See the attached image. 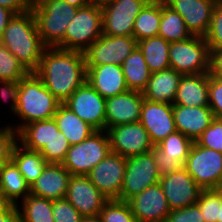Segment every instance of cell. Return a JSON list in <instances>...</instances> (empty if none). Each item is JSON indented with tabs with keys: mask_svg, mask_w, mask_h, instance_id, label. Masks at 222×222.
I'll list each match as a JSON object with an SVG mask.
<instances>
[{
	"mask_svg": "<svg viewBox=\"0 0 222 222\" xmlns=\"http://www.w3.org/2000/svg\"><path fill=\"white\" fill-rule=\"evenodd\" d=\"M139 122L148 132L151 143L156 146L176 131L173 105L144 99Z\"/></svg>",
	"mask_w": 222,
	"mask_h": 222,
	"instance_id": "17",
	"label": "cell"
},
{
	"mask_svg": "<svg viewBox=\"0 0 222 222\" xmlns=\"http://www.w3.org/2000/svg\"><path fill=\"white\" fill-rule=\"evenodd\" d=\"M178 12L192 35L204 37L210 27L216 3L211 0H164Z\"/></svg>",
	"mask_w": 222,
	"mask_h": 222,
	"instance_id": "19",
	"label": "cell"
},
{
	"mask_svg": "<svg viewBox=\"0 0 222 222\" xmlns=\"http://www.w3.org/2000/svg\"><path fill=\"white\" fill-rule=\"evenodd\" d=\"M137 46L143 53L146 64L152 73L170 68V42L155 36L137 41Z\"/></svg>",
	"mask_w": 222,
	"mask_h": 222,
	"instance_id": "30",
	"label": "cell"
},
{
	"mask_svg": "<svg viewBox=\"0 0 222 222\" xmlns=\"http://www.w3.org/2000/svg\"><path fill=\"white\" fill-rule=\"evenodd\" d=\"M183 167L203 190L216 189L222 178V153L194 141Z\"/></svg>",
	"mask_w": 222,
	"mask_h": 222,
	"instance_id": "8",
	"label": "cell"
},
{
	"mask_svg": "<svg viewBox=\"0 0 222 222\" xmlns=\"http://www.w3.org/2000/svg\"><path fill=\"white\" fill-rule=\"evenodd\" d=\"M54 222H80L82 215L65 198L52 200Z\"/></svg>",
	"mask_w": 222,
	"mask_h": 222,
	"instance_id": "43",
	"label": "cell"
},
{
	"mask_svg": "<svg viewBox=\"0 0 222 222\" xmlns=\"http://www.w3.org/2000/svg\"><path fill=\"white\" fill-rule=\"evenodd\" d=\"M0 190L14 205L30 194V185L12 160L0 167Z\"/></svg>",
	"mask_w": 222,
	"mask_h": 222,
	"instance_id": "28",
	"label": "cell"
},
{
	"mask_svg": "<svg viewBox=\"0 0 222 222\" xmlns=\"http://www.w3.org/2000/svg\"><path fill=\"white\" fill-rule=\"evenodd\" d=\"M43 0H27V3L30 7L41 3Z\"/></svg>",
	"mask_w": 222,
	"mask_h": 222,
	"instance_id": "55",
	"label": "cell"
},
{
	"mask_svg": "<svg viewBox=\"0 0 222 222\" xmlns=\"http://www.w3.org/2000/svg\"><path fill=\"white\" fill-rule=\"evenodd\" d=\"M161 20V0H150L135 19L133 37L136 41L158 36Z\"/></svg>",
	"mask_w": 222,
	"mask_h": 222,
	"instance_id": "34",
	"label": "cell"
},
{
	"mask_svg": "<svg viewBox=\"0 0 222 222\" xmlns=\"http://www.w3.org/2000/svg\"><path fill=\"white\" fill-rule=\"evenodd\" d=\"M160 177L152 151L126 158L121 200L127 202L147 187L159 183Z\"/></svg>",
	"mask_w": 222,
	"mask_h": 222,
	"instance_id": "10",
	"label": "cell"
},
{
	"mask_svg": "<svg viewBox=\"0 0 222 222\" xmlns=\"http://www.w3.org/2000/svg\"><path fill=\"white\" fill-rule=\"evenodd\" d=\"M11 160L18 167L30 186L41 175L48 164L40 152L26 149L19 143L14 146Z\"/></svg>",
	"mask_w": 222,
	"mask_h": 222,
	"instance_id": "31",
	"label": "cell"
},
{
	"mask_svg": "<svg viewBox=\"0 0 222 222\" xmlns=\"http://www.w3.org/2000/svg\"><path fill=\"white\" fill-rule=\"evenodd\" d=\"M92 3H97V4H103V3H105V2H108V1H110V0H90Z\"/></svg>",
	"mask_w": 222,
	"mask_h": 222,
	"instance_id": "56",
	"label": "cell"
},
{
	"mask_svg": "<svg viewBox=\"0 0 222 222\" xmlns=\"http://www.w3.org/2000/svg\"><path fill=\"white\" fill-rule=\"evenodd\" d=\"M27 69L34 72L44 50L32 10L14 14L0 41Z\"/></svg>",
	"mask_w": 222,
	"mask_h": 222,
	"instance_id": "2",
	"label": "cell"
},
{
	"mask_svg": "<svg viewBox=\"0 0 222 222\" xmlns=\"http://www.w3.org/2000/svg\"><path fill=\"white\" fill-rule=\"evenodd\" d=\"M80 222H103V220L100 217V215H97V216L82 217Z\"/></svg>",
	"mask_w": 222,
	"mask_h": 222,
	"instance_id": "54",
	"label": "cell"
},
{
	"mask_svg": "<svg viewBox=\"0 0 222 222\" xmlns=\"http://www.w3.org/2000/svg\"><path fill=\"white\" fill-rule=\"evenodd\" d=\"M63 1L77 8L85 7L91 3L90 0H63Z\"/></svg>",
	"mask_w": 222,
	"mask_h": 222,
	"instance_id": "53",
	"label": "cell"
},
{
	"mask_svg": "<svg viewBox=\"0 0 222 222\" xmlns=\"http://www.w3.org/2000/svg\"><path fill=\"white\" fill-rule=\"evenodd\" d=\"M137 47L133 36H108L102 34L84 51L86 65L115 64L121 66Z\"/></svg>",
	"mask_w": 222,
	"mask_h": 222,
	"instance_id": "12",
	"label": "cell"
},
{
	"mask_svg": "<svg viewBox=\"0 0 222 222\" xmlns=\"http://www.w3.org/2000/svg\"><path fill=\"white\" fill-rule=\"evenodd\" d=\"M159 184L170 210L182 209L196 204L203 191L184 167L169 175L161 176Z\"/></svg>",
	"mask_w": 222,
	"mask_h": 222,
	"instance_id": "15",
	"label": "cell"
},
{
	"mask_svg": "<svg viewBox=\"0 0 222 222\" xmlns=\"http://www.w3.org/2000/svg\"><path fill=\"white\" fill-rule=\"evenodd\" d=\"M61 102L44 86L43 81L29 72L20 80V93L14 116L20 124L11 125L17 132L25 125L54 117ZM15 125V126H14Z\"/></svg>",
	"mask_w": 222,
	"mask_h": 222,
	"instance_id": "3",
	"label": "cell"
},
{
	"mask_svg": "<svg viewBox=\"0 0 222 222\" xmlns=\"http://www.w3.org/2000/svg\"><path fill=\"white\" fill-rule=\"evenodd\" d=\"M165 222H205L200 208L194 204L182 209L171 210Z\"/></svg>",
	"mask_w": 222,
	"mask_h": 222,
	"instance_id": "46",
	"label": "cell"
},
{
	"mask_svg": "<svg viewBox=\"0 0 222 222\" xmlns=\"http://www.w3.org/2000/svg\"><path fill=\"white\" fill-rule=\"evenodd\" d=\"M158 36L168 42L184 41L193 35L187 29L182 16L161 0V20Z\"/></svg>",
	"mask_w": 222,
	"mask_h": 222,
	"instance_id": "32",
	"label": "cell"
},
{
	"mask_svg": "<svg viewBox=\"0 0 222 222\" xmlns=\"http://www.w3.org/2000/svg\"><path fill=\"white\" fill-rule=\"evenodd\" d=\"M0 213H17L16 205L12 204L0 190Z\"/></svg>",
	"mask_w": 222,
	"mask_h": 222,
	"instance_id": "51",
	"label": "cell"
},
{
	"mask_svg": "<svg viewBox=\"0 0 222 222\" xmlns=\"http://www.w3.org/2000/svg\"><path fill=\"white\" fill-rule=\"evenodd\" d=\"M65 199L83 216L100 214L108 199L86 175H71Z\"/></svg>",
	"mask_w": 222,
	"mask_h": 222,
	"instance_id": "16",
	"label": "cell"
},
{
	"mask_svg": "<svg viewBox=\"0 0 222 222\" xmlns=\"http://www.w3.org/2000/svg\"><path fill=\"white\" fill-rule=\"evenodd\" d=\"M173 116L176 130L195 141L214 119L209 106L173 105Z\"/></svg>",
	"mask_w": 222,
	"mask_h": 222,
	"instance_id": "23",
	"label": "cell"
},
{
	"mask_svg": "<svg viewBox=\"0 0 222 222\" xmlns=\"http://www.w3.org/2000/svg\"><path fill=\"white\" fill-rule=\"evenodd\" d=\"M13 16L14 13L11 10L0 6V41L6 26Z\"/></svg>",
	"mask_w": 222,
	"mask_h": 222,
	"instance_id": "50",
	"label": "cell"
},
{
	"mask_svg": "<svg viewBox=\"0 0 222 222\" xmlns=\"http://www.w3.org/2000/svg\"><path fill=\"white\" fill-rule=\"evenodd\" d=\"M58 131L54 118L33 121L18 131V143L26 149L40 152Z\"/></svg>",
	"mask_w": 222,
	"mask_h": 222,
	"instance_id": "26",
	"label": "cell"
},
{
	"mask_svg": "<svg viewBox=\"0 0 222 222\" xmlns=\"http://www.w3.org/2000/svg\"><path fill=\"white\" fill-rule=\"evenodd\" d=\"M209 107L214 118L222 119V79L209 76Z\"/></svg>",
	"mask_w": 222,
	"mask_h": 222,
	"instance_id": "44",
	"label": "cell"
},
{
	"mask_svg": "<svg viewBox=\"0 0 222 222\" xmlns=\"http://www.w3.org/2000/svg\"><path fill=\"white\" fill-rule=\"evenodd\" d=\"M103 222H137L126 201L108 200L100 212Z\"/></svg>",
	"mask_w": 222,
	"mask_h": 222,
	"instance_id": "37",
	"label": "cell"
},
{
	"mask_svg": "<svg viewBox=\"0 0 222 222\" xmlns=\"http://www.w3.org/2000/svg\"><path fill=\"white\" fill-rule=\"evenodd\" d=\"M111 152L106 130H96L79 144L71 145L62 165L71 175H88Z\"/></svg>",
	"mask_w": 222,
	"mask_h": 222,
	"instance_id": "6",
	"label": "cell"
},
{
	"mask_svg": "<svg viewBox=\"0 0 222 222\" xmlns=\"http://www.w3.org/2000/svg\"><path fill=\"white\" fill-rule=\"evenodd\" d=\"M102 36V8L100 4L90 3L78 8L66 28L63 49L84 52Z\"/></svg>",
	"mask_w": 222,
	"mask_h": 222,
	"instance_id": "5",
	"label": "cell"
},
{
	"mask_svg": "<svg viewBox=\"0 0 222 222\" xmlns=\"http://www.w3.org/2000/svg\"><path fill=\"white\" fill-rule=\"evenodd\" d=\"M70 145L79 144L96 130L61 103L53 117Z\"/></svg>",
	"mask_w": 222,
	"mask_h": 222,
	"instance_id": "27",
	"label": "cell"
},
{
	"mask_svg": "<svg viewBox=\"0 0 222 222\" xmlns=\"http://www.w3.org/2000/svg\"><path fill=\"white\" fill-rule=\"evenodd\" d=\"M70 146L64 134L59 130L40 153L48 163H62Z\"/></svg>",
	"mask_w": 222,
	"mask_h": 222,
	"instance_id": "39",
	"label": "cell"
},
{
	"mask_svg": "<svg viewBox=\"0 0 222 222\" xmlns=\"http://www.w3.org/2000/svg\"><path fill=\"white\" fill-rule=\"evenodd\" d=\"M204 38L209 50H222V4L214 7L210 27Z\"/></svg>",
	"mask_w": 222,
	"mask_h": 222,
	"instance_id": "41",
	"label": "cell"
},
{
	"mask_svg": "<svg viewBox=\"0 0 222 222\" xmlns=\"http://www.w3.org/2000/svg\"><path fill=\"white\" fill-rule=\"evenodd\" d=\"M151 151L153 153L154 162L161 176L169 175L173 171L183 167V165L178 160L164 157V152H162L157 146H154Z\"/></svg>",
	"mask_w": 222,
	"mask_h": 222,
	"instance_id": "47",
	"label": "cell"
},
{
	"mask_svg": "<svg viewBox=\"0 0 222 222\" xmlns=\"http://www.w3.org/2000/svg\"><path fill=\"white\" fill-rule=\"evenodd\" d=\"M218 222H222V196H221V207H220V220Z\"/></svg>",
	"mask_w": 222,
	"mask_h": 222,
	"instance_id": "58",
	"label": "cell"
},
{
	"mask_svg": "<svg viewBox=\"0 0 222 222\" xmlns=\"http://www.w3.org/2000/svg\"><path fill=\"white\" fill-rule=\"evenodd\" d=\"M17 143L18 132L11 124L4 125V127L0 128V167L11 161L12 152Z\"/></svg>",
	"mask_w": 222,
	"mask_h": 222,
	"instance_id": "42",
	"label": "cell"
},
{
	"mask_svg": "<svg viewBox=\"0 0 222 222\" xmlns=\"http://www.w3.org/2000/svg\"><path fill=\"white\" fill-rule=\"evenodd\" d=\"M213 2H215L216 4H222V0H211Z\"/></svg>",
	"mask_w": 222,
	"mask_h": 222,
	"instance_id": "59",
	"label": "cell"
},
{
	"mask_svg": "<svg viewBox=\"0 0 222 222\" xmlns=\"http://www.w3.org/2000/svg\"><path fill=\"white\" fill-rule=\"evenodd\" d=\"M16 207L18 222H54L52 200L29 194Z\"/></svg>",
	"mask_w": 222,
	"mask_h": 222,
	"instance_id": "33",
	"label": "cell"
},
{
	"mask_svg": "<svg viewBox=\"0 0 222 222\" xmlns=\"http://www.w3.org/2000/svg\"><path fill=\"white\" fill-rule=\"evenodd\" d=\"M0 222H18V214L0 213Z\"/></svg>",
	"mask_w": 222,
	"mask_h": 222,
	"instance_id": "52",
	"label": "cell"
},
{
	"mask_svg": "<svg viewBox=\"0 0 222 222\" xmlns=\"http://www.w3.org/2000/svg\"><path fill=\"white\" fill-rule=\"evenodd\" d=\"M209 51V76L222 79V50Z\"/></svg>",
	"mask_w": 222,
	"mask_h": 222,
	"instance_id": "48",
	"label": "cell"
},
{
	"mask_svg": "<svg viewBox=\"0 0 222 222\" xmlns=\"http://www.w3.org/2000/svg\"><path fill=\"white\" fill-rule=\"evenodd\" d=\"M143 101L142 92L132 90L106 98V131L116 125L139 122Z\"/></svg>",
	"mask_w": 222,
	"mask_h": 222,
	"instance_id": "20",
	"label": "cell"
},
{
	"mask_svg": "<svg viewBox=\"0 0 222 222\" xmlns=\"http://www.w3.org/2000/svg\"><path fill=\"white\" fill-rule=\"evenodd\" d=\"M28 69L0 42V80L18 81Z\"/></svg>",
	"mask_w": 222,
	"mask_h": 222,
	"instance_id": "36",
	"label": "cell"
},
{
	"mask_svg": "<svg viewBox=\"0 0 222 222\" xmlns=\"http://www.w3.org/2000/svg\"><path fill=\"white\" fill-rule=\"evenodd\" d=\"M193 143L192 139L176 130L156 146L164 152V157L174 158L184 166Z\"/></svg>",
	"mask_w": 222,
	"mask_h": 222,
	"instance_id": "35",
	"label": "cell"
},
{
	"mask_svg": "<svg viewBox=\"0 0 222 222\" xmlns=\"http://www.w3.org/2000/svg\"><path fill=\"white\" fill-rule=\"evenodd\" d=\"M121 66L128 89L143 92L152 72L138 46L126 57Z\"/></svg>",
	"mask_w": 222,
	"mask_h": 222,
	"instance_id": "29",
	"label": "cell"
},
{
	"mask_svg": "<svg viewBox=\"0 0 222 222\" xmlns=\"http://www.w3.org/2000/svg\"><path fill=\"white\" fill-rule=\"evenodd\" d=\"M127 203L137 222H165L171 211L159 183L147 187Z\"/></svg>",
	"mask_w": 222,
	"mask_h": 222,
	"instance_id": "18",
	"label": "cell"
},
{
	"mask_svg": "<svg viewBox=\"0 0 222 222\" xmlns=\"http://www.w3.org/2000/svg\"><path fill=\"white\" fill-rule=\"evenodd\" d=\"M209 47L204 37L193 35L184 41L170 43V68L182 75L209 72Z\"/></svg>",
	"mask_w": 222,
	"mask_h": 222,
	"instance_id": "7",
	"label": "cell"
},
{
	"mask_svg": "<svg viewBox=\"0 0 222 222\" xmlns=\"http://www.w3.org/2000/svg\"><path fill=\"white\" fill-rule=\"evenodd\" d=\"M71 174L62 163H48L30 186V194L49 200L65 198Z\"/></svg>",
	"mask_w": 222,
	"mask_h": 222,
	"instance_id": "22",
	"label": "cell"
},
{
	"mask_svg": "<svg viewBox=\"0 0 222 222\" xmlns=\"http://www.w3.org/2000/svg\"><path fill=\"white\" fill-rule=\"evenodd\" d=\"M107 133L111 152L125 158L147 153L154 147L140 122L116 125L110 127Z\"/></svg>",
	"mask_w": 222,
	"mask_h": 222,
	"instance_id": "14",
	"label": "cell"
},
{
	"mask_svg": "<svg viewBox=\"0 0 222 222\" xmlns=\"http://www.w3.org/2000/svg\"><path fill=\"white\" fill-rule=\"evenodd\" d=\"M196 205L205 222L220 220L221 194L216 189L203 190Z\"/></svg>",
	"mask_w": 222,
	"mask_h": 222,
	"instance_id": "38",
	"label": "cell"
},
{
	"mask_svg": "<svg viewBox=\"0 0 222 222\" xmlns=\"http://www.w3.org/2000/svg\"><path fill=\"white\" fill-rule=\"evenodd\" d=\"M150 0H110L101 4L102 34L133 36L136 17Z\"/></svg>",
	"mask_w": 222,
	"mask_h": 222,
	"instance_id": "9",
	"label": "cell"
},
{
	"mask_svg": "<svg viewBox=\"0 0 222 222\" xmlns=\"http://www.w3.org/2000/svg\"><path fill=\"white\" fill-rule=\"evenodd\" d=\"M34 73L64 103L86 81L84 52L48 47Z\"/></svg>",
	"mask_w": 222,
	"mask_h": 222,
	"instance_id": "1",
	"label": "cell"
},
{
	"mask_svg": "<svg viewBox=\"0 0 222 222\" xmlns=\"http://www.w3.org/2000/svg\"><path fill=\"white\" fill-rule=\"evenodd\" d=\"M0 101L9 104L11 113L15 114L20 93V80H0Z\"/></svg>",
	"mask_w": 222,
	"mask_h": 222,
	"instance_id": "45",
	"label": "cell"
},
{
	"mask_svg": "<svg viewBox=\"0 0 222 222\" xmlns=\"http://www.w3.org/2000/svg\"><path fill=\"white\" fill-rule=\"evenodd\" d=\"M182 74L173 68L153 72L142 94L151 102L173 104Z\"/></svg>",
	"mask_w": 222,
	"mask_h": 222,
	"instance_id": "24",
	"label": "cell"
},
{
	"mask_svg": "<svg viewBox=\"0 0 222 222\" xmlns=\"http://www.w3.org/2000/svg\"><path fill=\"white\" fill-rule=\"evenodd\" d=\"M63 104L95 130H106V99L87 81Z\"/></svg>",
	"mask_w": 222,
	"mask_h": 222,
	"instance_id": "11",
	"label": "cell"
},
{
	"mask_svg": "<svg viewBox=\"0 0 222 222\" xmlns=\"http://www.w3.org/2000/svg\"><path fill=\"white\" fill-rule=\"evenodd\" d=\"M86 81L105 99L129 90L122 66L115 64L86 65Z\"/></svg>",
	"mask_w": 222,
	"mask_h": 222,
	"instance_id": "21",
	"label": "cell"
},
{
	"mask_svg": "<svg viewBox=\"0 0 222 222\" xmlns=\"http://www.w3.org/2000/svg\"><path fill=\"white\" fill-rule=\"evenodd\" d=\"M0 6L11 10L14 14L24 13L31 9L27 0H0Z\"/></svg>",
	"mask_w": 222,
	"mask_h": 222,
	"instance_id": "49",
	"label": "cell"
},
{
	"mask_svg": "<svg viewBox=\"0 0 222 222\" xmlns=\"http://www.w3.org/2000/svg\"><path fill=\"white\" fill-rule=\"evenodd\" d=\"M202 147L222 153V119L214 118L210 126L195 140Z\"/></svg>",
	"mask_w": 222,
	"mask_h": 222,
	"instance_id": "40",
	"label": "cell"
},
{
	"mask_svg": "<svg viewBox=\"0 0 222 222\" xmlns=\"http://www.w3.org/2000/svg\"><path fill=\"white\" fill-rule=\"evenodd\" d=\"M125 171L126 158L110 152L87 176L108 200H121Z\"/></svg>",
	"mask_w": 222,
	"mask_h": 222,
	"instance_id": "13",
	"label": "cell"
},
{
	"mask_svg": "<svg viewBox=\"0 0 222 222\" xmlns=\"http://www.w3.org/2000/svg\"><path fill=\"white\" fill-rule=\"evenodd\" d=\"M209 73L182 75L172 105L209 106Z\"/></svg>",
	"mask_w": 222,
	"mask_h": 222,
	"instance_id": "25",
	"label": "cell"
},
{
	"mask_svg": "<svg viewBox=\"0 0 222 222\" xmlns=\"http://www.w3.org/2000/svg\"><path fill=\"white\" fill-rule=\"evenodd\" d=\"M38 33L43 44L63 49V38L67 26L75 16L77 7L63 0H43L31 7Z\"/></svg>",
	"mask_w": 222,
	"mask_h": 222,
	"instance_id": "4",
	"label": "cell"
},
{
	"mask_svg": "<svg viewBox=\"0 0 222 222\" xmlns=\"http://www.w3.org/2000/svg\"><path fill=\"white\" fill-rule=\"evenodd\" d=\"M216 190H217V191L221 194V196H222V178H221L220 183H219V185L217 186Z\"/></svg>",
	"mask_w": 222,
	"mask_h": 222,
	"instance_id": "57",
	"label": "cell"
}]
</instances>
